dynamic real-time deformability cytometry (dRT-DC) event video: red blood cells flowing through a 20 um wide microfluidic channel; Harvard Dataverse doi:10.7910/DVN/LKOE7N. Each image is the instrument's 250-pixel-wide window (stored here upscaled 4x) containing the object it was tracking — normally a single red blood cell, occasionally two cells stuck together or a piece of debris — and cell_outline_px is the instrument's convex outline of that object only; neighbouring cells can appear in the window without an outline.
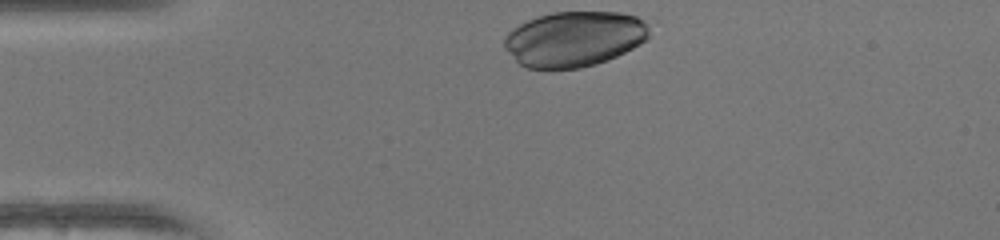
{"species": "human", "species_latin": "Homo sapiens", "temperature_condition": "warm", "stored_images_in_passage": 30, "camera_frame_rate_fps": 3000, "um_per_image_px": 0.085, "donor": {"sex": "female"}, "frame": {"image": 1, "passage_image": 1, "time_ms": 0.0, "image_size_px": [1000, 240], "cell_outline_px": [[648, 36], [640, 44], [608, 60], [596, 64], [580, 68], [528, 68], [520, 64], [504, 48], [504, 36], [512, 28], [528, 20], [552, 12], [620, 12], [636, 16], [644, 20], [648, 24]], "centroid_in_image_um": [48.8, 3.3], "position_along_channel_um": 36.2, "area_um2": 46.59}}
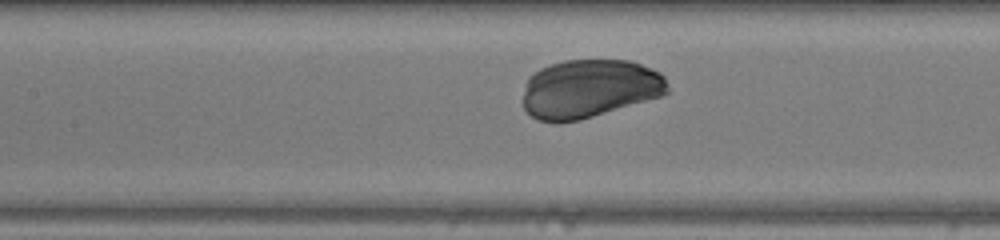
{"frame": {"image": 2, "passage_image": 13, "time_ms": 4.0, "image_size_px": [1000, 240], "cell_outline_px": [[668, 92], [660, 96], [580, 120], [540, 120], [532, 116], [524, 108], [524, 92], [528, 76], [540, 68], [564, 60], [632, 60], [660, 72], [664, 76], [668, 84]], "centroid_in_image_um": [50.12, 7.5], "position_along_channel_um": 157.3, "area_um2": 48.78}}
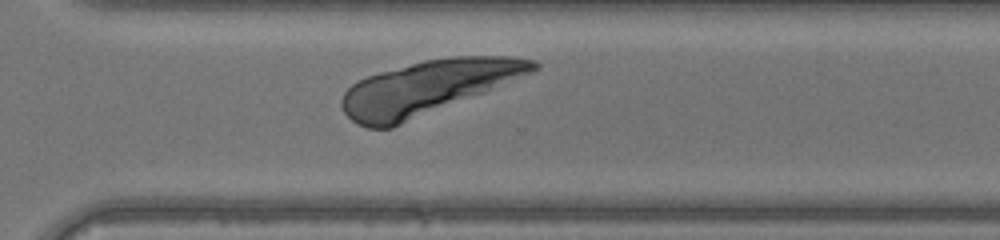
{"frame": {"image": 3, "passage_image": 26, "time_ms": 8.333, "image_size_px": [1000, 240], "cell_outline_px": [[540, 68], [532, 72], [484, 92], [392, 128], [368, 128], [356, 124], [344, 112], [340, 104], [340, 100], [344, 92], [352, 84], [368, 76], [380, 72], [424, 60], [452, 56], [512, 56], [536, 60], [540, 64]], "centroid_in_image_um": [36.34, 7.44], "position_along_channel_um": 334.3, "area_um2": 59.71}}